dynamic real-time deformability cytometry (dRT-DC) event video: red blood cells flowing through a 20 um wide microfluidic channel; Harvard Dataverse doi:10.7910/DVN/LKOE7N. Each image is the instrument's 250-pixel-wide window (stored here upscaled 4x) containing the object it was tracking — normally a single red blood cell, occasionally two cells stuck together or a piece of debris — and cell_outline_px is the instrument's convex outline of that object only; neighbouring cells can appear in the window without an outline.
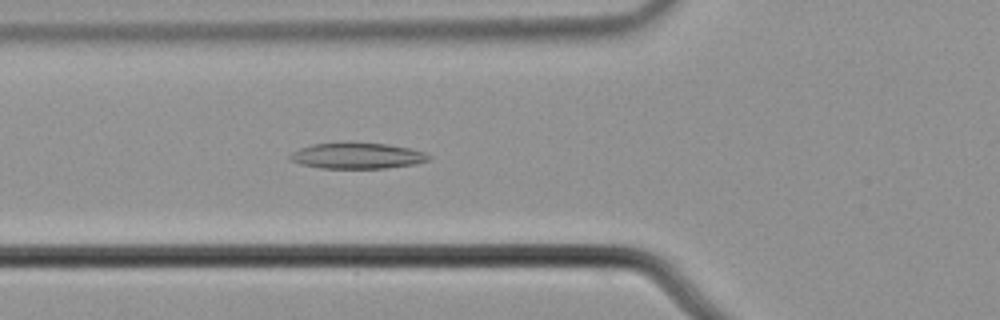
{"species": "common noctule bat (a hibernating species)", "species_latin": "Nyctalus noctula", "temperature_condition": "cold", "stored_images_in_passage": 33, "camera_frame_rate_fps": 3000, "um_per_image_px": 0.085, "animal": {"sex": "male", "body_mass_g": 21.5, "forearm_length_mm": 52.0}, "frame": {"image": 1, "passage_image": 20, "time_ms": 6.333, "image_size_px": [1000, 320], "cell_outline_px": [[432, 156], [428, 160], [416, 164], [384, 168], [320, 168], [300, 164], [288, 160], [288, 156], [292, 152], [300, 148], [312, 144], [348, 140], [388, 144], [408, 148], [424, 152]], "centroid_in_image_um": [30.31, 13.21], "position_along_channel_um": 95.5, "area_um2": 21.62}}
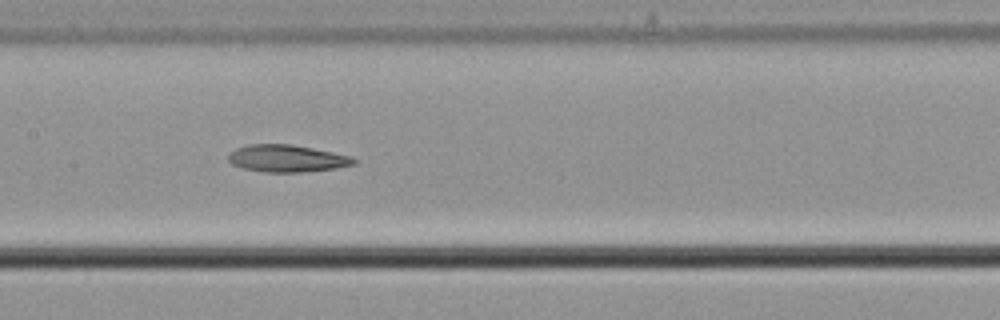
{"frame": {"image": 2, "passage_image": 27, "time_ms": 8.667, "image_size_px": [1000, 320], "cell_outline_px": [[356, 164], [336, 168], [300, 172], [264, 172], [244, 168], [232, 164], [228, 160], [228, 156], [236, 148], [248, 144], [288, 144], [312, 148], [352, 156], [356, 160]], "centroid_in_image_um": [24.4, 13.47], "position_along_channel_um": 183.0, "area_um2": 19.71}}
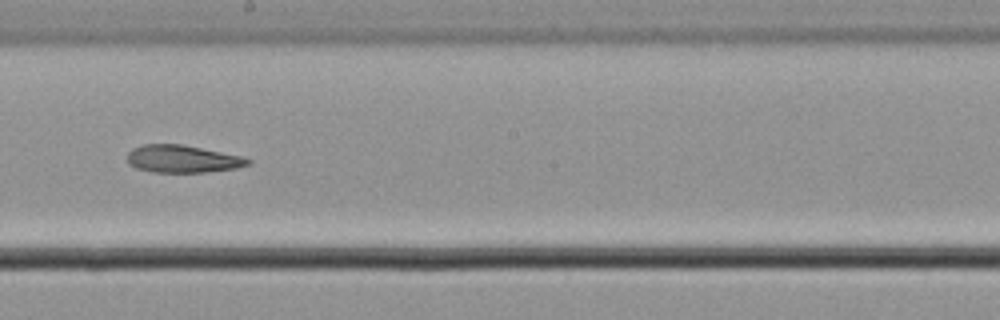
{"frame": {"image": 3, "passage_image": 31, "time_ms": 10.0, "image_size_px": [1000, 320], "cell_outline_px": [[252, 164], [236, 168], [204, 172], [152, 172], [136, 168], [128, 164], [128, 152], [132, 148], [144, 144], [180, 144], [244, 156], [252, 160]], "centroid_in_image_um": [15.53, 13.51], "position_along_channel_um": 232.7, "area_um2": 19.42}}